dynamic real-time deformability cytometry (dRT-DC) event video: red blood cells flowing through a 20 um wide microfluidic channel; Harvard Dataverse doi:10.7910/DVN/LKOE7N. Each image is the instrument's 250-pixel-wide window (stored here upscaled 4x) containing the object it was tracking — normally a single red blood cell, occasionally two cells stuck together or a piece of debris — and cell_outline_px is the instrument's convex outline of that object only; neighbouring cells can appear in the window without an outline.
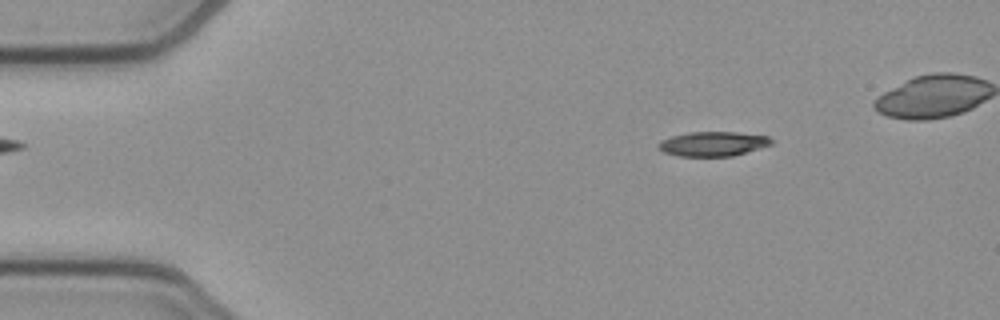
{"species": "common noctule bat (a hibernating species)", "species_latin": "Nyctalus noctula", "temperature_condition": "cold", "stored_images_in_passage": 47, "camera_frame_rate_fps": 3000, "um_per_image_px": 0.085, "animal": {"sex": "female", "body_mass_g": 21.9}, "frame": {"image": 1, "passage_image": 7, "time_ms": 2.0, "image_size_px": [1000, 320], "cell_outline_px": [[772, 144], [760, 148], [732, 156], [676, 156], [664, 152], [656, 144], [660, 140], [672, 136], [688, 132], [736, 132], [768, 136], [772, 140]], "centroid_in_image_um": [60.58, 12.22], "position_along_channel_um": 24.4, "area_um2": 16.13}}
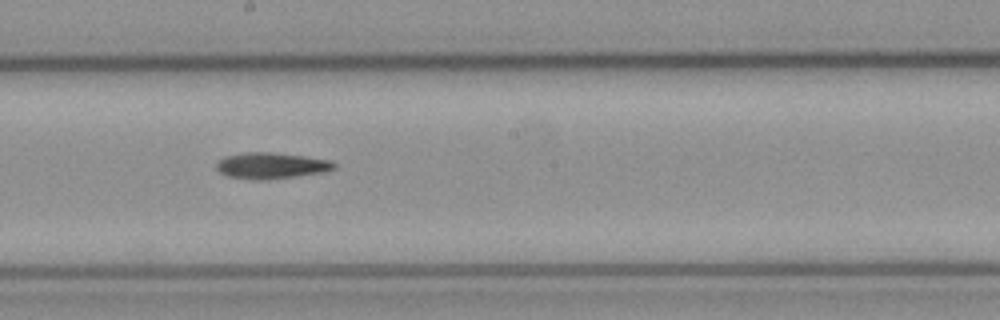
{"frame": {"image": 2, "passage_image": 28, "time_ms": 9.0, "image_size_px": [1000, 320], "cell_outline_px": [[336, 168], [324, 172], [268, 180], [252, 180], [228, 176], [220, 172], [216, 168], [216, 164], [224, 156], [248, 152], [272, 152], [304, 156], [332, 160], [336, 164]], "centroid_in_image_um": [23.07, 14.08], "position_along_channel_um": 225.1, "area_um2": 18.03}}
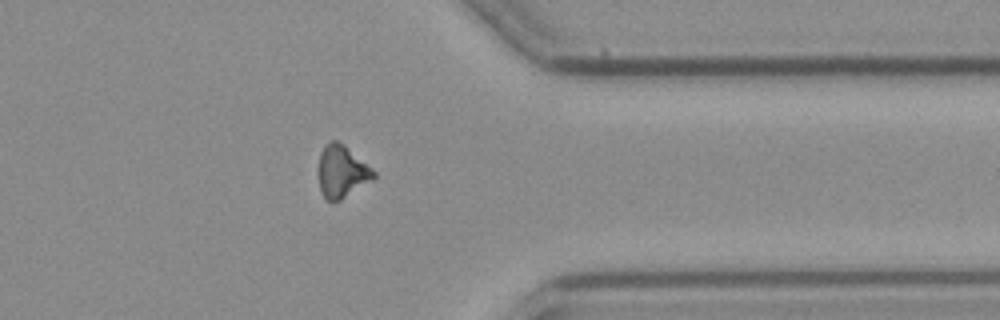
{"frame": {"image": 3, "passage_image": 41, "time_ms": 13.333, "image_size_px": [1000, 320], "cell_outline_px": [[376, 176], [372, 180], [340, 200], [324, 200], [320, 192], [320, 152], [324, 144], [332, 140], [336, 140], [344, 144], [372, 168], [376, 172]], "centroid_in_image_um": [29.06, 14.57], "position_along_channel_um": 382.3, "area_um2": 16.65}}